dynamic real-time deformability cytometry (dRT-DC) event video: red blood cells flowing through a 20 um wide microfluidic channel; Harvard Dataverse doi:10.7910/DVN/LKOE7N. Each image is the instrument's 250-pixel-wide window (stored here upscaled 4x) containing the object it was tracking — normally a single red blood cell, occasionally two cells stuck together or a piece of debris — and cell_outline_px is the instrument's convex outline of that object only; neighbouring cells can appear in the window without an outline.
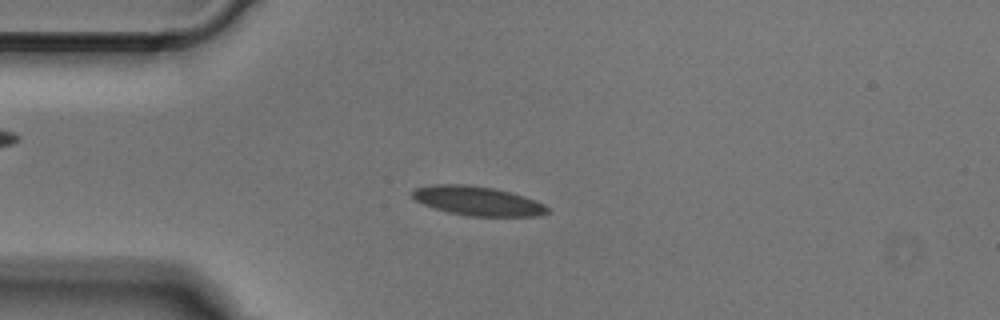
{"species": "Egyptian fruit bat (a non-hibernating species)", "species_latin": "Rousettus aegyptiacus", "temperature_condition": "cold", "stored_images_in_passage": 49, "camera_frame_rate_fps": 3000, "um_per_image_px": 0.085, "animal": {"sex": "male"}, "frame": {"image": 1, "passage_image": 11, "time_ms": 3.333, "image_size_px": [1000, 320], "cell_outline_px": [[548, 212], [540, 216], [468, 216], [448, 212], [424, 204], [416, 200], [412, 196], [412, 192], [416, 188], [432, 184], [468, 184], [492, 188], [524, 196], [536, 200], [544, 204], [548, 208]], "centroid_in_image_um": [40.61, 17.08], "position_along_channel_um": 44.4, "area_um2": 22.83}}
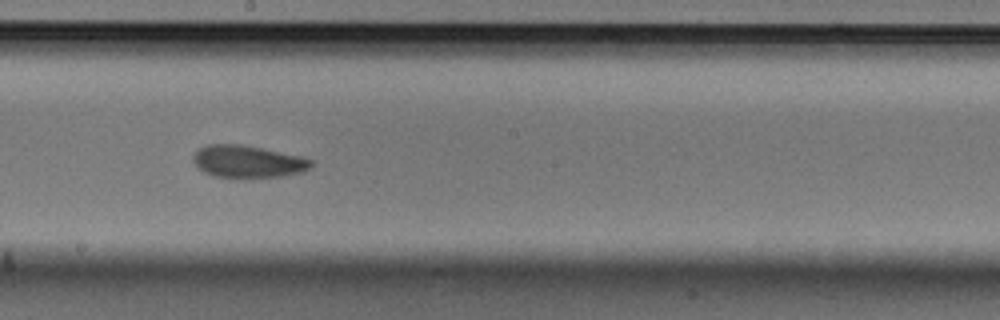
{"frame": {"image": 2, "passage_image": 26, "time_ms": 8.333, "image_size_px": [1000, 320], "cell_outline_px": [[316, 164], [304, 172], [284, 176], [212, 176], [196, 168], [192, 160], [192, 156], [200, 148], [208, 144], [240, 144], [304, 156], [312, 160]], "centroid_in_image_um": [21.1, 13.71], "position_along_channel_um": 227.1, "area_um2": 22.2}}
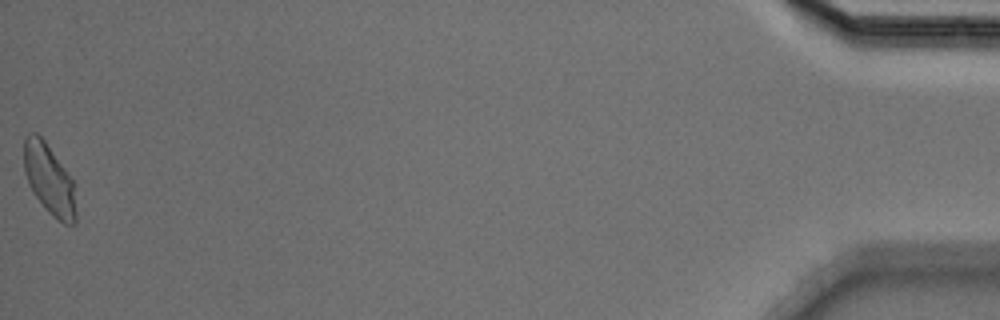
{"frame": {"image": 3, "passage_image": 49, "time_ms": 16.0, "image_size_px": [1000, 320], "cell_outline_px": [[76, 224], [64, 224], [52, 216], [44, 208], [32, 192], [28, 184], [24, 172], [24, 136], [28, 132], [36, 132], [44, 140], [64, 168], [72, 180], [76, 212]], "centroid_in_image_um": [4.15, 15.26], "position_along_channel_um": 431.1, "area_um2": 21.33}}